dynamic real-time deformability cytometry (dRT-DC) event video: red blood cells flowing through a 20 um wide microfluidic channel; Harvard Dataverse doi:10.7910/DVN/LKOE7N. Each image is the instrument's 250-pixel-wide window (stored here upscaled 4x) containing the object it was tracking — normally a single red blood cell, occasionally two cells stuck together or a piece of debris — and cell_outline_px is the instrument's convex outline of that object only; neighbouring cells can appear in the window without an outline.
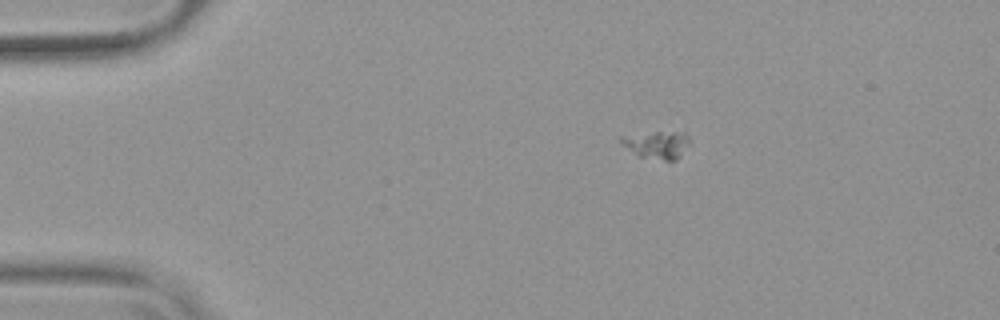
{"species": "common noctule bat (a hibernating species)", "species_latin": "Nyctalus noctula", "temperature_condition": "warm", "stored_images_in_passage": 57, "camera_frame_rate_fps": 3000, "um_per_image_px": 0.085, "animal": {"sex": "female", "body_mass_g": 19.9}, "frame": {"image": 1, "passage_image": 12, "time_ms": 3.667, "image_size_px": [1000, 320], "cell_outline_px": [[688, 144], [680, 156], [676, 160], [664, 160], [636, 156], [620, 140], [620, 136], [656, 132], [684, 132], [688, 136]], "centroid_in_image_um": [55.85, 12.31], "position_along_channel_um": 29.2, "area_um2": 10.75}}
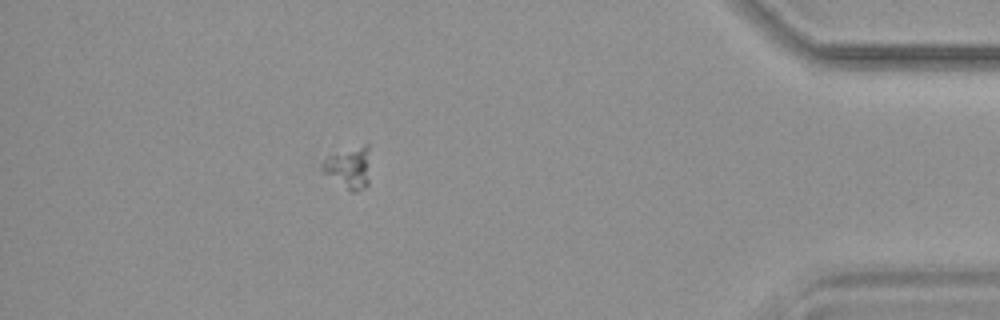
{"frame": {"image": 2, "passage_image": 51, "time_ms": 16.667, "image_size_px": [1000, 320], "cell_outline_px": [[368, 184], [364, 188], [356, 192], [352, 192], [320, 172], [320, 164], [328, 156], [364, 144], [368, 144]], "centroid_in_image_um": [29.61, 14.28], "position_along_channel_um": 405.6, "area_um2": 11.56}}